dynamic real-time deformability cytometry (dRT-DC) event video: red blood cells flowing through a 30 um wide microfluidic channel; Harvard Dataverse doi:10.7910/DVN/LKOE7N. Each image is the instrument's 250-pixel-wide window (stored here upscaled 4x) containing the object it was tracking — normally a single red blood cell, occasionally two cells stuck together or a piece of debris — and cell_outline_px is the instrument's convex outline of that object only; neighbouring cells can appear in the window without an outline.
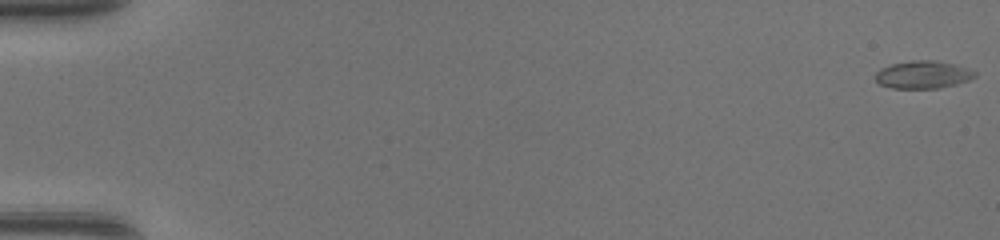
{"species": "common noctule bat (a hibernating species)", "species_latin": "Nyctalus noctula", "temperature_condition": "warm", "stored_images_in_passage": 49, "camera_frame_rate_fps": 3000, "um_per_image_px": 0.085, "animal": {"sex": "female", "body_mass_g": 17.0, "forearm_length_mm": 48.0}, "frame": {"image": 1, "passage_image": 1, "time_ms": 0.0, "image_size_px": [1000, 240], "cell_outline_px": [[976, 76], [968, 80], [956, 84], [940, 88], [892, 88], [880, 84], [876, 80], [876, 72], [880, 68], [892, 64], [912, 60], [932, 60], [952, 64], [976, 72]], "centroid_in_image_um": [78.42, 6.35], "position_along_channel_um": 6.6, "area_um2": 15.78}}
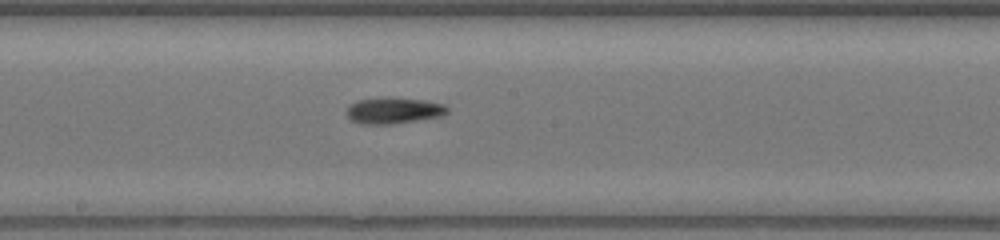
{"frame": {"image": 2, "passage_image": 28, "time_ms": 9.0, "image_size_px": [1000, 240], "cell_outline_px": [[448, 112], [444, 116], [392, 124], [360, 124], [352, 120], [348, 116], [348, 108], [356, 100], [424, 100], [444, 104], [448, 108]], "centroid_in_image_um": [33.52, 9.45], "position_along_channel_um": 214.7, "area_um2": 14.57}}
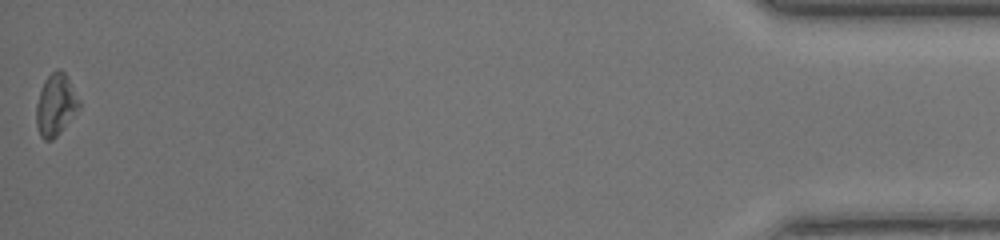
{"frame": {"image": 3, "passage_image": 49, "time_ms": 16.0, "image_size_px": [1000, 240], "cell_outline_px": [[80, 108], [60, 132], [52, 140], [44, 140], [40, 136], [36, 124], [36, 104], [44, 80], [56, 68], [60, 68], [64, 72], [80, 100]], "centroid_in_image_um": [4.73, 8.91], "position_along_channel_um": 430.5, "area_um2": 15.37}, "authors_computed_cell_mechanics": {"area_um2": 15.028, "velocity_mm_per_s": 4.4022, "shape_relaxation_time_tau1_ms": 3.2417, "shape_relaxation_time_tau2_ms": 4.5106, "deformation_change_tau1": 0.1415, "deformation_change_tau2": 0.1282}}